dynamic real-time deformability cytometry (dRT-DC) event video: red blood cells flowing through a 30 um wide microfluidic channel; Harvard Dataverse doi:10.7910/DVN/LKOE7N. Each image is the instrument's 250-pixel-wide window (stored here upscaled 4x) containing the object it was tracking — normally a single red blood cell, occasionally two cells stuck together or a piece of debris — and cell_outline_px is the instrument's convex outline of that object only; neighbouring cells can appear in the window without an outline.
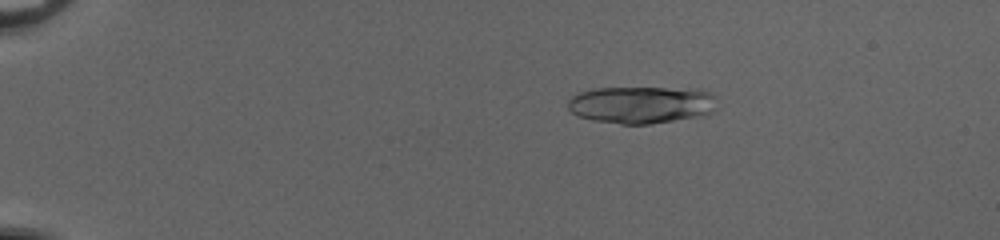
{"species": "common noctule bat (a hibernating species)", "species_latin": "Nyctalus noctula", "temperature_condition": "cold", "stored_images_in_passage": 52, "segment_of_instrument_passage": [1, 2], "camera_frame_rate_fps": 3000, "um_per_image_px": 0.085, "animal": {"sex": "female", "body_mass_g": 20.0, "forearm_length_mm": 54.0}, "frame": {"image": 1, "passage_image": 11, "time_ms": 3.333, "image_size_px": [1000, 240], "cell_outline_px": [[716, 96], [712, 112], [704, 116], [652, 124], [620, 124], [592, 120], [576, 116], [568, 108], [568, 100], [576, 92], [596, 88], [664, 88], [708, 92]], "centroid_in_image_um": [54.44, 8.92], "position_along_channel_um": 30.6, "area_um2": 32.31}}
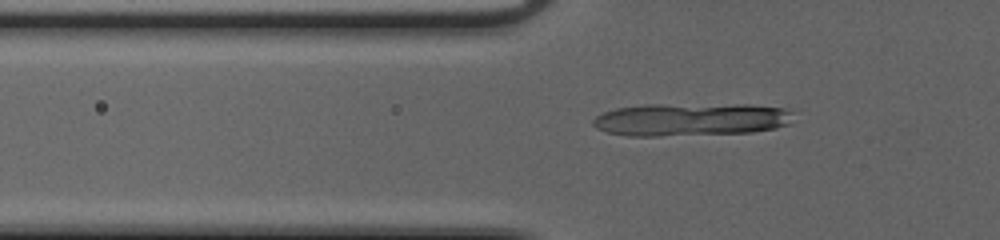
{"frame": {"image": 2, "passage_image": 20, "time_ms": 6.333, "image_size_px": [1000, 240], "cell_outline_px": [[792, 112], [788, 124], [776, 128], [752, 132], [660, 136], [628, 136], [608, 132], [596, 128], [592, 124], [592, 120], [596, 116], [604, 112], [616, 108], [644, 104], [748, 104], [784, 108]], "centroid_in_image_um": [58.69, 10.14], "position_along_channel_um": 67.1, "area_um2": 38.61}}